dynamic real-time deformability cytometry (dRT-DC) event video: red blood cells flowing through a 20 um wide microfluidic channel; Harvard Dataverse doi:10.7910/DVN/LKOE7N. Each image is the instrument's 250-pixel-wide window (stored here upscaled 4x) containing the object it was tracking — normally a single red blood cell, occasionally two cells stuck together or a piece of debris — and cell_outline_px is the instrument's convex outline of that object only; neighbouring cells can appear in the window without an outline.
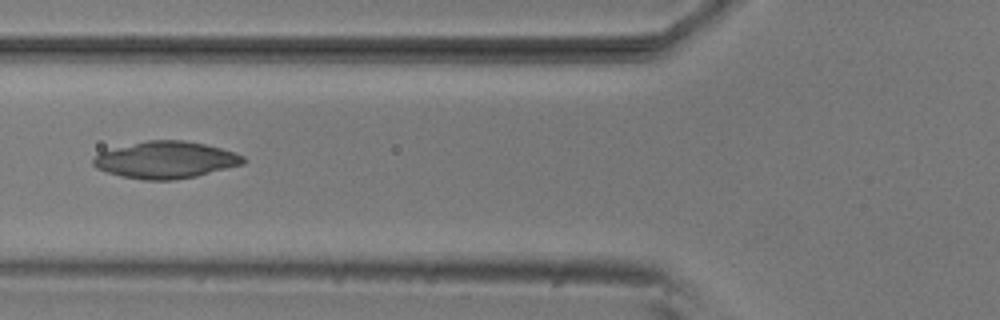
{"species": "common noctule bat (a hibernating species)", "species_latin": "Nyctalus noctula", "temperature_condition": "room temperature", "stored_images_in_passage": 8, "camera_frame_rate_fps": 3000, "um_per_image_px": 0.085, "animal": {"sex": "male", "body_mass_g": 20.5, "forearm_length_mm": 52.5}, "frame": {"image": 1, "passage_image": 6, "time_ms": 1.667, "image_size_px": [1000, 320], "cell_outline_px": [[248, 160], [244, 164], [196, 176], [172, 180], [144, 180], [120, 176], [96, 168], [92, 164], [92, 160], [100, 152], [148, 140], [184, 140], [204, 144], [220, 148], [244, 156]], "centroid_in_image_um": [14.11, 13.6], "position_along_channel_um": 111.7, "area_um2": 32.02}}
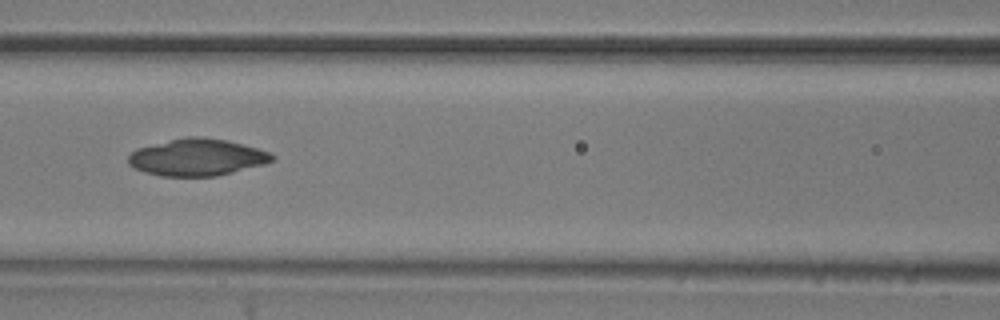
{"frame": {"image": 2, "passage_image": 7, "time_ms": 2.0, "image_size_px": [1000, 320], "cell_outline_px": [[276, 156], [272, 160], [264, 164], [216, 176], [160, 176], [144, 172], [132, 168], [128, 164], [128, 156], [136, 148], [188, 136], [200, 136], [228, 140], [256, 148], [268, 152]], "centroid_in_image_um": [16.71, 13.37], "position_along_channel_um": 149.9, "area_um2": 30.87}}
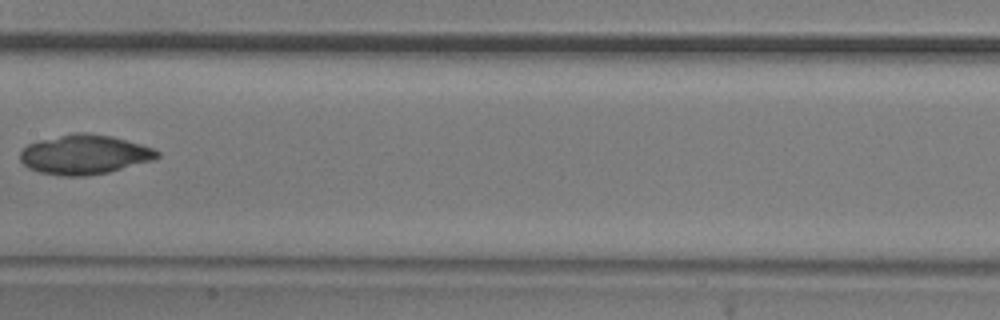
{"frame": {"image": 3, "passage_image": 8, "time_ms": 2.333, "image_size_px": [1000, 320], "cell_outline_px": [[160, 156], [156, 160], [108, 172], [84, 176], [60, 176], [40, 172], [28, 168], [20, 160], [20, 152], [28, 144], [40, 140], [72, 132], [88, 132], [112, 136], [140, 144], [152, 148], [160, 152]], "centroid_in_image_um": [7.19, 13.13], "position_along_channel_um": 200.2, "area_um2": 31.73}}